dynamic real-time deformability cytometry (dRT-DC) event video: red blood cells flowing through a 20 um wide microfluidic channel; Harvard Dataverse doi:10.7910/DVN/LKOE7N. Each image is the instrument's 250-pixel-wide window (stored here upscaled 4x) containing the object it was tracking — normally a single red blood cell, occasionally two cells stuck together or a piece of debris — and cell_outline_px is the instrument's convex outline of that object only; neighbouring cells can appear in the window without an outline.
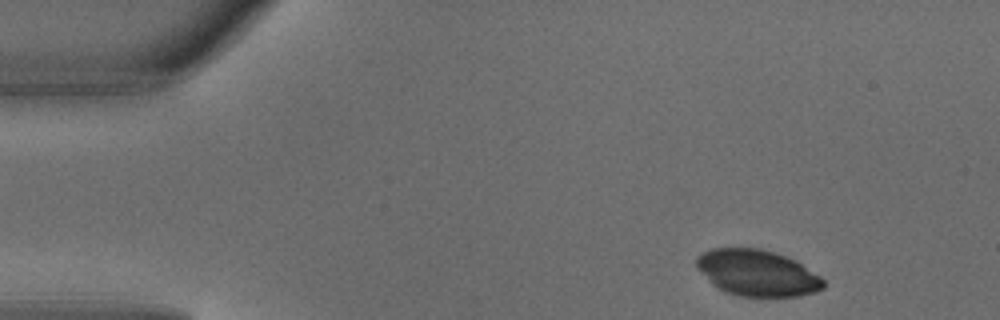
{"species": "common noctule bat (a hibernating species)", "species_latin": "Nyctalus noctula", "temperature_condition": "warm", "stored_images_in_passage": 3, "camera_frame_rate_fps": 3000, "um_per_image_px": 0.085, "animal": {"sex": "male", "body_mass_g": 18.8}, "frame": {"image": 1, "passage_image": 1, "time_ms": 0.0, "image_size_px": [1000, 320], "cell_outline_px": [[824, 288], [816, 292], [800, 296], [740, 296], [728, 292], [712, 284], [696, 268], [696, 256], [712, 248], [760, 248], [784, 256], [800, 264], [820, 276], [824, 280]], "centroid_in_image_um": [64.34, 23.2], "position_along_channel_um": 20.7, "area_um2": 33.81}}